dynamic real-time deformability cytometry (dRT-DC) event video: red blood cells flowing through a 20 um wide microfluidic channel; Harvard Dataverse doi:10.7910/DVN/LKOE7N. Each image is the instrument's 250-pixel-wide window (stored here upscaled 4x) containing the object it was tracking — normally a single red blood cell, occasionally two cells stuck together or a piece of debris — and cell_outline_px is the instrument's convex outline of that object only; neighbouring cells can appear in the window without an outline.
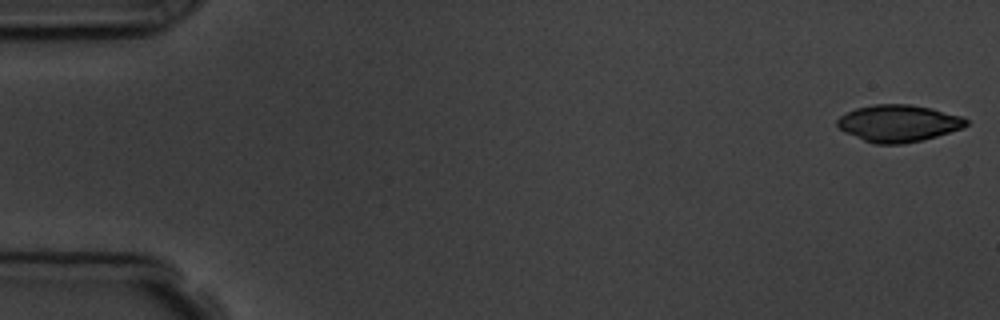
{"species": "common noctule bat (a hibernating species)", "species_latin": "Nyctalus noctula", "temperature_condition": "room temperature", "stored_images_in_passage": 6, "camera_frame_rate_fps": 3000, "um_per_image_px": 0.085, "animal": {"sex": "male", "body_mass_g": 19.5, "forearm_length_mm": 54.6}, "frame": {"image": 1, "passage_image": 1, "time_ms": 0.0, "image_size_px": [1000, 320], "cell_outline_px": [[968, 124], [964, 128], [936, 136], [904, 144], [876, 144], [864, 140], [844, 132], [836, 124], [836, 120], [840, 116], [856, 108], [872, 104], [908, 104], [932, 108], [960, 116], [968, 120]], "centroid_in_image_um": [76.36, 10.48], "position_along_channel_um": 8.6, "area_um2": 27.69}}